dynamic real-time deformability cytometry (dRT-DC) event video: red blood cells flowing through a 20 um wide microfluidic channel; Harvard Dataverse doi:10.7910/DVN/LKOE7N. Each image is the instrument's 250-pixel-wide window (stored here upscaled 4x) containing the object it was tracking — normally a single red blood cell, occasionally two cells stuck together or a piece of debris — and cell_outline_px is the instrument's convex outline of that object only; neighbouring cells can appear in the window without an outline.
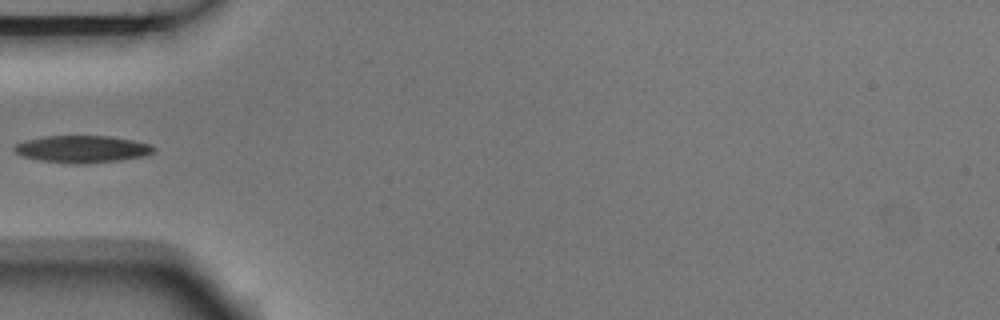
{"species": "Egyptian fruit bat (a non-hibernating species)", "species_latin": "Rousettus aegyptiacus", "temperature_condition": "room temperature", "stored_images_in_passage": 5, "camera_frame_rate_fps": 3000, "um_per_image_px": 0.085, "animal": {"sex": "male"}, "frame": {"image": 1, "passage_image": 4, "time_ms": 1.0, "image_size_px": [1000, 320], "cell_outline_px": [[156, 148], [152, 152], [144, 156], [120, 160], [84, 164], [76, 164], [44, 160], [24, 156], [16, 152], [12, 148], [16, 144], [24, 140], [44, 136], [108, 136], [132, 140], [152, 144]], "centroid_in_image_um": [7.01, 12.66], "position_along_channel_um": 78.0, "area_um2": 21.85}}
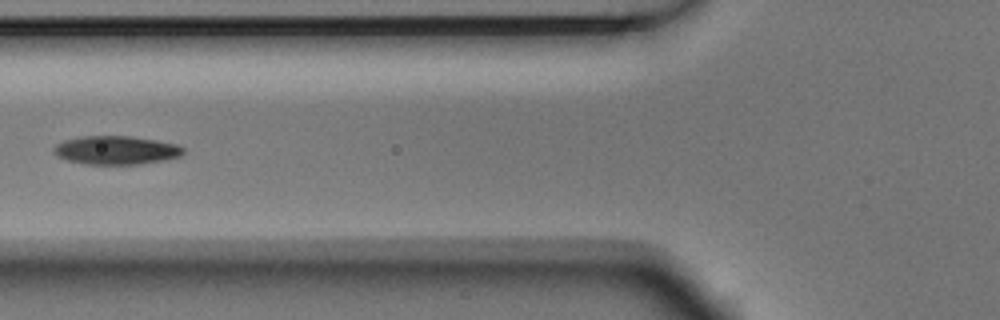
{"frame": {"image": 2, "passage_image": 5, "time_ms": 1.333, "image_size_px": [1000, 320], "cell_outline_px": [[184, 152], [180, 156], [140, 164], [84, 164], [68, 160], [56, 156], [52, 152], [52, 148], [56, 144], [64, 140], [80, 136], [132, 136], [156, 140], [176, 144], [184, 148]], "centroid_in_image_um": [9.81, 12.76], "position_along_channel_um": 116.0, "area_um2": 21.56}}